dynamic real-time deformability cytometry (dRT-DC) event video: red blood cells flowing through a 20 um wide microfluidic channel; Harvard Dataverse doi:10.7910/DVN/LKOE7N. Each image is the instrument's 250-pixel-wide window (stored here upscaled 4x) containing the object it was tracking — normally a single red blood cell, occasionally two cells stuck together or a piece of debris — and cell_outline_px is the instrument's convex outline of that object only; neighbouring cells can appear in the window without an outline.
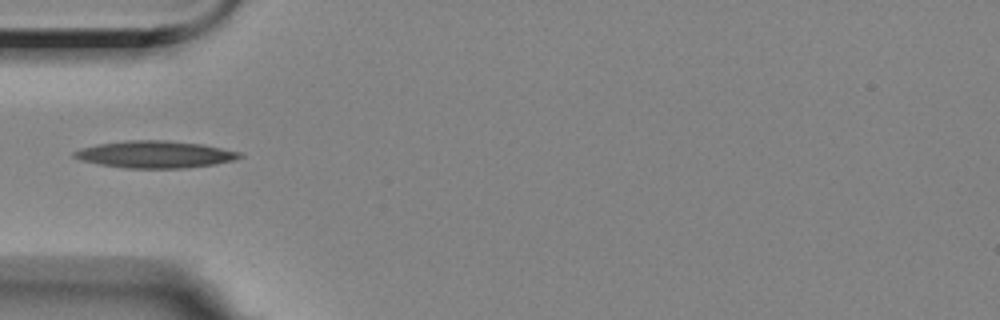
{"species": "Egyptian fruit bat (a non-hibernating species)", "species_latin": "Rousettus aegyptiacus", "temperature_condition": "room temperature", "stored_images_in_passage": 40, "camera_frame_rate_fps": 3000, "um_per_image_px": 0.085, "animal": {"sex": "female"}, "frame": {"image": 1, "passage_image": 1, "time_ms": 0.0, "image_size_px": [1000, 320], "cell_outline_px": [[244, 156], [236, 160], [216, 164], [184, 168], [124, 168], [100, 164], [80, 160], [72, 156], [72, 152], [84, 148], [100, 144], [128, 140], [168, 140], [204, 144], [240, 152]], "centroid_in_image_um": [13.24, 13.12], "position_along_channel_um": 71.8, "area_um2": 26.13}}
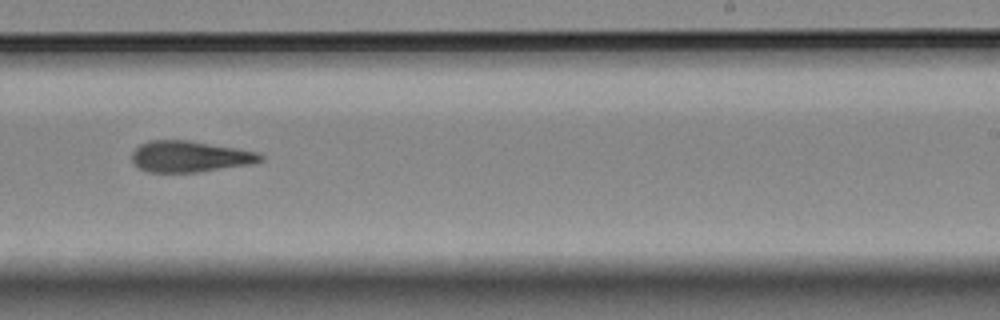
{"frame": {"image": 2, "passage_image": 18, "time_ms": 5.667, "image_size_px": [1000, 320], "cell_outline_px": [[264, 160], [252, 164], [196, 172], [148, 172], [136, 168], [132, 164], [132, 152], [140, 144], [148, 140], [188, 140], [236, 148], [256, 152], [264, 156]], "centroid_in_image_um": [16.09, 13.31], "position_along_channel_um": 272.9, "area_um2": 23.47}}
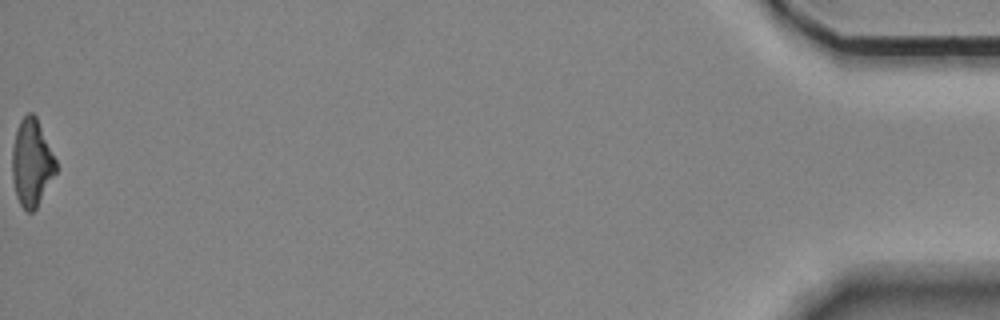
{"frame": {"image": 3, "passage_image": 40, "time_ms": 13.0, "image_size_px": [1000, 320], "cell_outline_px": [[56, 172], [36, 208], [32, 212], [28, 212], [20, 204], [16, 196], [12, 180], [12, 148], [16, 128], [20, 120], [28, 112], [32, 112], [36, 116], [56, 160]], "centroid_in_image_um": [2.67, 13.82], "position_along_channel_um": 432.5, "area_um2": 22.14}}